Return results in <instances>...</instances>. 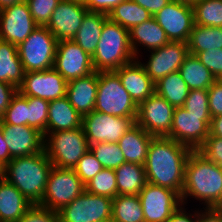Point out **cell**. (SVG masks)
<instances>
[{
	"label": "cell",
	"instance_id": "obj_16",
	"mask_svg": "<svg viewBox=\"0 0 222 222\" xmlns=\"http://www.w3.org/2000/svg\"><path fill=\"white\" fill-rule=\"evenodd\" d=\"M38 27L26 1L0 10V39L16 46Z\"/></svg>",
	"mask_w": 222,
	"mask_h": 222
},
{
	"label": "cell",
	"instance_id": "obj_12",
	"mask_svg": "<svg viewBox=\"0 0 222 222\" xmlns=\"http://www.w3.org/2000/svg\"><path fill=\"white\" fill-rule=\"evenodd\" d=\"M175 107L154 92L138 105L136 124L154 137H166L172 127Z\"/></svg>",
	"mask_w": 222,
	"mask_h": 222
},
{
	"label": "cell",
	"instance_id": "obj_27",
	"mask_svg": "<svg viewBox=\"0 0 222 222\" xmlns=\"http://www.w3.org/2000/svg\"><path fill=\"white\" fill-rule=\"evenodd\" d=\"M24 75L17 46L0 39V81L18 89L23 83Z\"/></svg>",
	"mask_w": 222,
	"mask_h": 222
},
{
	"label": "cell",
	"instance_id": "obj_11",
	"mask_svg": "<svg viewBox=\"0 0 222 222\" xmlns=\"http://www.w3.org/2000/svg\"><path fill=\"white\" fill-rule=\"evenodd\" d=\"M211 119L210 115H195L176 107L171 131L166 137L197 150L210 134Z\"/></svg>",
	"mask_w": 222,
	"mask_h": 222
},
{
	"label": "cell",
	"instance_id": "obj_9",
	"mask_svg": "<svg viewBox=\"0 0 222 222\" xmlns=\"http://www.w3.org/2000/svg\"><path fill=\"white\" fill-rule=\"evenodd\" d=\"M135 123L136 118L116 117L97 111L82 116V128L89 145L99 142L118 143Z\"/></svg>",
	"mask_w": 222,
	"mask_h": 222
},
{
	"label": "cell",
	"instance_id": "obj_32",
	"mask_svg": "<svg viewBox=\"0 0 222 222\" xmlns=\"http://www.w3.org/2000/svg\"><path fill=\"white\" fill-rule=\"evenodd\" d=\"M187 46L189 53L193 55L206 50L222 49V27L195 24L190 33Z\"/></svg>",
	"mask_w": 222,
	"mask_h": 222
},
{
	"label": "cell",
	"instance_id": "obj_58",
	"mask_svg": "<svg viewBox=\"0 0 222 222\" xmlns=\"http://www.w3.org/2000/svg\"><path fill=\"white\" fill-rule=\"evenodd\" d=\"M98 222H112V220H102V221H98Z\"/></svg>",
	"mask_w": 222,
	"mask_h": 222
},
{
	"label": "cell",
	"instance_id": "obj_47",
	"mask_svg": "<svg viewBox=\"0 0 222 222\" xmlns=\"http://www.w3.org/2000/svg\"><path fill=\"white\" fill-rule=\"evenodd\" d=\"M125 0H87L85 7L89 12H97L108 15L111 10Z\"/></svg>",
	"mask_w": 222,
	"mask_h": 222
},
{
	"label": "cell",
	"instance_id": "obj_42",
	"mask_svg": "<svg viewBox=\"0 0 222 222\" xmlns=\"http://www.w3.org/2000/svg\"><path fill=\"white\" fill-rule=\"evenodd\" d=\"M183 108L191 114L210 115L208 90H190Z\"/></svg>",
	"mask_w": 222,
	"mask_h": 222
},
{
	"label": "cell",
	"instance_id": "obj_44",
	"mask_svg": "<svg viewBox=\"0 0 222 222\" xmlns=\"http://www.w3.org/2000/svg\"><path fill=\"white\" fill-rule=\"evenodd\" d=\"M18 222H60L59 214L40 204H33Z\"/></svg>",
	"mask_w": 222,
	"mask_h": 222
},
{
	"label": "cell",
	"instance_id": "obj_38",
	"mask_svg": "<svg viewBox=\"0 0 222 222\" xmlns=\"http://www.w3.org/2000/svg\"><path fill=\"white\" fill-rule=\"evenodd\" d=\"M27 98L28 126L37 129L46 136L49 101L37 97Z\"/></svg>",
	"mask_w": 222,
	"mask_h": 222
},
{
	"label": "cell",
	"instance_id": "obj_35",
	"mask_svg": "<svg viewBox=\"0 0 222 222\" xmlns=\"http://www.w3.org/2000/svg\"><path fill=\"white\" fill-rule=\"evenodd\" d=\"M193 9L195 24L222 27V0H199Z\"/></svg>",
	"mask_w": 222,
	"mask_h": 222
},
{
	"label": "cell",
	"instance_id": "obj_3",
	"mask_svg": "<svg viewBox=\"0 0 222 222\" xmlns=\"http://www.w3.org/2000/svg\"><path fill=\"white\" fill-rule=\"evenodd\" d=\"M53 165L45 150L12 158L5 166V179L14 185L31 204H41Z\"/></svg>",
	"mask_w": 222,
	"mask_h": 222
},
{
	"label": "cell",
	"instance_id": "obj_22",
	"mask_svg": "<svg viewBox=\"0 0 222 222\" xmlns=\"http://www.w3.org/2000/svg\"><path fill=\"white\" fill-rule=\"evenodd\" d=\"M98 89V72L68 81L66 97L81 115L94 111Z\"/></svg>",
	"mask_w": 222,
	"mask_h": 222
},
{
	"label": "cell",
	"instance_id": "obj_40",
	"mask_svg": "<svg viewBox=\"0 0 222 222\" xmlns=\"http://www.w3.org/2000/svg\"><path fill=\"white\" fill-rule=\"evenodd\" d=\"M32 18L38 26H47L52 12L61 0H25Z\"/></svg>",
	"mask_w": 222,
	"mask_h": 222
},
{
	"label": "cell",
	"instance_id": "obj_28",
	"mask_svg": "<svg viewBox=\"0 0 222 222\" xmlns=\"http://www.w3.org/2000/svg\"><path fill=\"white\" fill-rule=\"evenodd\" d=\"M107 19L108 15L106 14L88 12L72 40L92 56L100 40L104 22Z\"/></svg>",
	"mask_w": 222,
	"mask_h": 222
},
{
	"label": "cell",
	"instance_id": "obj_39",
	"mask_svg": "<svg viewBox=\"0 0 222 222\" xmlns=\"http://www.w3.org/2000/svg\"><path fill=\"white\" fill-rule=\"evenodd\" d=\"M0 121L2 124L28 125L27 98L19 91L12 97Z\"/></svg>",
	"mask_w": 222,
	"mask_h": 222
},
{
	"label": "cell",
	"instance_id": "obj_24",
	"mask_svg": "<svg viewBox=\"0 0 222 222\" xmlns=\"http://www.w3.org/2000/svg\"><path fill=\"white\" fill-rule=\"evenodd\" d=\"M31 205L14 185L0 180V222H18Z\"/></svg>",
	"mask_w": 222,
	"mask_h": 222
},
{
	"label": "cell",
	"instance_id": "obj_10",
	"mask_svg": "<svg viewBox=\"0 0 222 222\" xmlns=\"http://www.w3.org/2000/svg\"><path fill=\"white\" fill-rule=\"evenodd\" d=\"M112 201L107 196H101L84 191L71 203L58 211L60 222H98L111 220Z\"/></svg>",
	"mask_w": 222,
	"mask_h": 222
},
{
	"label": "cell",
	"instance_id": "obj_26",
	"mask_svg": "<svg viewBox=\"0 0 222 222\" xmlns=\"http://www.w3.org/2000/svg\"><path fill=\"white\" fill-rule=\"evenodd\" d=\"M153 137L135 123L118 141L125 161L144 165Z\"/></svg>",
	"mask_w": 222,
	"mask_h": 222
},
{
	"label": "cell",
	"instance_id": "obj_18",
	"mask_svg": "<svg viewBox=\"0 0 222 222\" xmlns=\"http://www.w3.org/2000/svg\"><path fill=\"white\" fill-rule=\"evenodd\" d=\"M149 53L148 61L141 64L147 75L156 83L166 75L179 71L189 51L186 42L169 41L166 45Z\"/></svg>",
	"mask_w": 222,
	"mask_h": 222
},
{
	"label": "cell",
	"instance_id": "obj_45",
	"mask_svg": "<svg viewBox=\"0 0 222 222\" xmlns=\"http://www.w3.org/2000/svg\"><path fill=\"white\" fill-rule=\"evenodd\" d=\"M196 57L211 71L216 80L222 77V49L199 52Z\"/></svg>",
	"mask_w": 222,
	"mask_h": 222
},
{
	"label": "cell",
	"instance_id": "obj_21",
	"mask_svg": "<svg viewBox=\"0 0 222 222\" xmlns=\"http://www.w3.org/2000/svg\"><path fill=\"white\" fill-rule=\"evenodd\" d=\"M115 72L118 74L123 88L137 106L155 92V83L147 75L139 58L121 66Z\"/></svg>",
	"mask_w": 222,
	"mask_h": 222
},
{
	"label": "cell",
	"instance_id": "obj_59",
	"mask_svg": "<svg viewBox=\"0 0 222 222\" xmlns=\"http://www.w3.org/2000/svg\"><path fill=\"white\" fill-rule=\"evenodd\" d=\"M218 81L222 84V77Z\"/></svg>",
	"mask_w": 222,
	"mask_h": 222
},
{
	"label": "cell",
	"instance_id": "obj_54",
	"mask_svg": "<svg viewBox=\"0 0 222 222\" xmlns=\"http://www.w3.org/2000/svg\"><path fill=\"white\" fill-rule=\"evenodd\" d=\"M24 0H0V10L7 8L9 6H13L16 3L22 2Z\"/></svg>",
	"mask_w": 222,
	"mask_h": 222
},
{
	"label": "cell",
	"instance_id": "obj_14",
	"mask_svg": "<svg viewBox=\"0 0 222 222\" xmlns=\"http://www.w3.org/2000/svg\"><path fill=\"white\" fill-rule=\"evenodd\" d=\"M153 17L169 41L188 42L195 25L193 5L172 0Z\"/></svg>",
	"mask_w": 222,
	"mask_h": 222
},
{
	"label": "cell",
	"instance_id": "obj_37",
	"mask_svg": "<svg viewBox=\"0 0 222 222\" xmlns=\"http://www.w3.org/2000/svg\"><path fill=\"white\" fill-rule=\"evenodd\" d=\"M89 193L114 198L118 195L117 179L113 169H103L85 184Z\"/></svg>",
	"mask_w": 222,
	"mask_h": 222
},
{
	"label": "cell",
	"instance_id": "obj_46",
	"mask_svg": "<svg viewBox=\"0 0 222 222\" xmlns=\"http://www.w3.org/2000/svg\"><path fill=\"white\" fill-rule=\"evenodd\" d=\"M208 101L211 118L222 115V84L218 80L208 88Z\"/></svg>",
	"mask_w": 222,
	"mask_h": 222
},
{
	"label": "cell",
	"instance_id": "obj_56",
	"mask_svg": "<svg viewBox=\"0 0 222 222\" xmlns=\"http://www.w3.org/2000/svg\"><path fill=\"white\" fill-rule=\"evenodd\" d=\"M174 1H180L182 3H187V4H190V5H194L199 0H174Z\"/></svg>",
	"mask_w": 222,
	"mask_h": 222
},
{
	"label": "cell",
	"instance_id": "obj_55",
	"mask_svg": "<svg viewBox=\"0 0 222 222\" xmlns=\"http://www.w3.org/2000/svg\"><path fill=\"white\" fill-rule=\"evenodd\" d=\"M5 178V165L0 162V180Z\"/></svg>",
	"mask_w": 222,
	"mask_h": 222
},
{
	"label": "cell",
	"instance_id": "obj_5",
	"mask_svg": "<svg viewBox=\"0 0 222 222\" xmlns=\"http://www.w3.org/2000/svg\"><path fill=\"white\" fill-rule=\"evenodd\" d=\"M90 145L83 128L48 133L44 137V150L53 166L74 169Z\"/></svg>",
	"mask_w": 222,
	"mask_h": 222
},
{
	"label": "cell",
	"instance_id": "obj_30",
	"mask_svg": "<svg viewBox=\"0 0 222 222\" xmlns=\"http://www.w3.org/2000/svg\"><path fill=\"white\" fill-rule=\"evenodd\" d=\"M179 72L190 90H208L216 81L211 71L201 63L196 55L190 53L185 57Z\"/></svg>",
	"mask_w": 222,
	"mask_h": 222
},
{
	"label": "cell",
	"instance_id": "obj_43",
	"mask_svg": "<svg viewBox=\"0 0 222 222\" xmlns=\"http://www.w3.org/2000/svg\"><path fill=\"white\" fill-rule=\"evenodd\" d=\"M197 151L208 161L222 167V138L209 134Z\"/></svg>",
	"mask_w": 222,
	"mask_h": 222
},
{
	"label": "cell",
	"instance_id": "obj_15",
	"mask_svg": "<svg viewBox=\"0 0 222 222\" xmlns=\"http://www.w3.org/2000/svg\"><path fill=\"white\" fill-rule=\"evenodd\" d=\"M53 68L67 82L95 72L92 56L73 40L57 42Z\"/></svg>",
	"mask_w": 222,
	"mask_h": 222
},
{
	"label": "cell",
	"instance_id": "obj_8",
	"mask_svg": "<svg viewBox=\"0 0 222 222\" xmlns=\"http://www.w3.org/2000/svg\"><path fill=\"white\" fill-rule=\"evenodd\" d=\"M85 191V184L73 169L53 166L40 205L58 212Z\"/></svg>",
	"mask_w": 222,
	"mask_h": 222
},
{
	"label": "cell",
	"instance_id": "obj_51",
	"mask_svg": "<svg viewBox=\"0 0 222 222\" xmlns=\"http://www.w3.org/2000/svg\"><path fill=\"white\" fill-rule=\"evenodd\" d=\"M138 5L146 9L152 16L159 12L164 6L172 0H133Z\"/></svg>",
	"mask_w": 222,
	"mask_h": 222
},
{
	"label": "cell",
	"instance_id": "obj_4",
	"mask_svg": "<svg viewBox=\"0 0 222 222\" xmlns=\"http://www.w3.org/2000/svg\"><path fill=\"white\" fill-rule=\"evenodd\" d=\"M135 59L130 46L129 30L108 18L104 22L100 40L92 55L95 71H116Z\"/></svg>",
	"mask_w": 222,
	"mask_h": 222
},
{
	"label": "cell",
	"instance_id": "obj_17",
	"mask_svg": "<svg viewBox=\"0 0 222 222\" xmlns=\"http://www.w3.org/2000/svg\"><path fill=\"white\" fill-rule=\"evenodd\" d=\"M68 82L54 69L25 72L18 91L25 97L52 101L66 96Z\"/></svg>",
	"mask_w": 222,
	"mask_h": 222
},
{
	"label": "cell",
	"instance_id": "obj_48",
	"mask_svg": "<svg viewBox=\"0 0 222 222\" xmlns=\"http://www.w3.org/2000/svg\"><path fill=\"white\" fill-rule=\"evenodd\" d=\"M17 91L18 89L15 86L0 81V118L4 115Z\"/></svg>",
	"mask_w": 222,
	"mask_h": 222
},
{
	"label": "cell",
	"instance_id": "obj_19",
	"mask_svg": "<svg viewBox=\"0 0 222 222\" xmlns=\"http://www.w3.org/2000/svg\"><path fill=\"white\" fill-rule=\"evenodd\" d=\"M88 12L84 4L61 0L46 27L57 41L72 40Z\"/></svg>",
	"mask_w": 222,
	"mask_h": 222
},
{
	"label": "cell",
	"instance_id": "obj_20",
	"mask_svg": "<svg viewBox=\"0 0 222 222\" xmlns=\"http://www.w3.org/2000/svg\"><path fill=\"white\" fill-rule=\"evenodd\" d=\"M2 130L12 158L28 156L44 150V136L33 127L2 124Z\"/></svg>",
	"mask_w": 222,
	"mask_h": 222
},
{
	"label": "cell",
	"instance_id": "obj_29",
	"mask_svg": "<svg viewBox=\"0 0 222 222\" xmlns=\"http://www.w3.org/2000/svg\"><path fill=\"white\" fill-rule=\"evenodd\" d=\"M114 171L118 195H138L147 183L144 165L124 162Z\"/></svg>",
	"mask_w": 222,
	"mask_h": 222
},
{
	"label": "cell",
	"instance_id": "obj_52",
	"mask_svg": "<svg viewBox=\"0 0 222 222\" xmlns=\"http://www.w3.org/2000/svg\"><path fill=\"white\" fill-rule=\"evenodd\" d=\"M12 157L9 153V148L4 140L2 123L0 121V162L5 166L11 161Z\"/></svg>",
	"mask_w": 222,
	"mask_h": 222
},
{
	"label": "cell",
	"instance_id": "obj_34",
	"mask_svg": "<svg viewBox=\"0 0 222 222\" xmlns=\"http://www.w3.org/2000/svg\"><path fill=\"white\" fill-rule=\"evenodd\" d=\"M112 222H144L138 195H117L112 201Z\"/></svg>",
	"mask_w": 222,
	"mask_h": 222
},
{
	"label": "cell",
	"instance_id": "obj_7",
	"mask_svg": "<svg viewBox=\"0 0 222 222\" xmlns=\"http://www.w3.org/2000/svg\"><path fill=\"white\" fill-rule=\"evenodd\" d=\"M56 37L46 26H38L17 46L19 59L25 72L46 71L54 66Z\"/></svg>",
	"mask_w": 222,
	"mask_h": 222
},
{
	"label": "cell",
	"instance_id": "obj_57",
	"mask_svg": "<svg viewBox=\"0 0 222 222\" xmlns=\"http://www.w3.org/2000/svg\"><path fill=\"white\" fill-rule=\"evenodd\" d=\"M65 1H71V2H77V3H80V4H86L87 0H65Z\"/></svg>",
	"mask_w": 222,
	"mask_h": 222
},
{
	"label": "cell",
	"instance_id": "obj_50",
	"mask_svg": "<svg viewBox=\"0 0 222 222\" xmlns=\"http://www.w3.org/2000/svg\"><path fill=\"white\" fill-rule=\"evenodd\" d=\"M197 222H222V208L203 207L201 210L198 209Z\"/></svg>",
	"mask_w": 222,
	"mask_h": 222
},
{
	"label": "cell",
	"instance_id": "obj_53",
	"mask_svg": "<svg viewBox=\"0 0 222 222\" xmlns=\"http://www.w3.org/2000/svg\"><path fill=\"white\" fill-rule=\"evenodd\" d=\"M210 135L222 138V115L211 119Z\"/></svg>",
	"mask_w": 222,
	"mask_h": 222
},
{
	"label": "cell",
	"instance_id": "obj_31",
	"mask_svg": "<svg viewBox=\"0 0 222 222\" xmlns=\"http://www.w3.org/2000/svg\"><path fill=\"white\" fill-rule=\"evenodd\" d=\"M189 87L179 71L172 72L155 83V92L173 107H183Z\"/></svg>",
	"mask_w": 222,
	"mask_h": 222
},
{
	"label": "cell",
	"instance_id": "obj_25",
	"mask_svg": "<svg viewBox=\"0 0 222 222\" xmlns=\"http://www.w3.org/2000/svg\"><path fill=\"white\" fill-rule=\"evenodd\" d=\"M82 127V116L69 103L65 96L49 101L46 135L48 133Z\"/></svg>",
	"mask_w": 222,
	"mask_h": 222
},
{
	"label": "cell",
	"instance_id": "obj_41",
	"mask_svg": "<svg viewBox=\"0 0 222 222\" xmlns=\"http://www.w3.org/2000/svg\"><path fill=\"white\" fill-rule=\"evenodd\" d=\"M103 169L104 168L102 167L101 163L89 150L82 156L73 170L81 181L86 184Z\"/></svg>",
	"mask_w": 222,
	"mask_h": 222
},
{
	"label": "cell",
	"instance_id": "obj_33",
	"mask_svg": "<svg viewBox=\"0 0 222 222\" xmlns=\"http://www.w3.org/2000/svg\"><path fill=\"white\" fill-rule=\"evenodd\" d=\"M151 17L152 15L146 9L133 0L122 1L108 14V18L111 21L118 23L128 30Z\"/></svg>",
	"mask_w": 222,
	"mask_h": 222
},
{
	"label": "cell",
	"instance_id": "obj_49",
	"mask_svg": "<svg viewBox=\"0 0 222 222\" xmlns=\"http://www.w3.org/2000/svg\"><path fill=\"white\" fill-rule=\"evenodd\" d=\"M184 204H181L171 215V218L167 222H197L198 209L190 210L187 212Z\"/></svg>",
	"mask_w": 222,
	"mask_h": 222
},
{
	"label": "cell",
	"instance_id": "obj_1",
	"mask_svg": "<svg viewBox=\"0 0 222 222\" xmlns=\"http://www.w3.org/2000/svg\"><path fill=\"white\" fill-rule=\"evenodd\" d=\"M191 152L188 146L171 138L153 137L144 163L147 183L172 189L181 196L185 165Z\"/></svg>",
	"mask_w": 222,
	"mask_h": 222
},
{
	"label": "cell",
	"instance_id": "obj_23",
	"mask_svg": "<svg viewBox=\"0 0 222 222\" xmlns=\"http://www.w3.org/2000/svg\"><path fill=\"white\" fill-rule=\"evenodd\" d=\"M129 41L131 49L136 59H138V57H141L140 49L142 47L144 50L147 49L146 51H152L166 45L169 39L165 31L152 16L150 19L135 25L129 30ZM140 46L141 48H139Z\"/></svg>",
	"mask_w": 222,
	"mask_h": 222
},
{
	"label": "cell",
	"instance_id": "obj_2",
	"mask_svg": "<svg viewBox=\"0 0 222 222\" xmlns=\"http://www.w3.org/2000/svg\"><path fill=\"white\" fill-rule=\"evenodd\" d=\"M202 202L204 208H222V167L192 150L186 165L181 202L190 198Z\"/></svg>",
	"mask_w": 222,
	"mask_h": 222
},
{
	"label": "cell",
	"instance_id": "obj_6",
	"mask_svg": "<svg viewBox=\"0 0 222 222\" xmlns=\"http://www.w3.org/2000/svg\"><path fill=\"white\" fill-rule=\"evenodd\" d=\"M138 106L123 88L115 71L98 72V89L94 111L116 117H137Z\"/></svg>",
	"mask_w": 222,
	"mask_h": 222
},
{
	"label": "cell",
	"instance_id": "obj_13",
	"mask_svg": "<svg viewBox=\"0 0 222 222\" xmlns=\"http://www.w3.org/2000/svg\"><path fill=\"white\" fill-rule=\"evenodd\" d=\"M138 196L144 222H167L182 204L181 196L176 191L152 183H146Z\"/></svg>",
	"mask_w": 222,
	"mask_h": 222
},
{
	"label": "cell",
	"instance_id": "obj_36",
	"mask_svg": "<svg viewBox=\"0 0 222 222\" xmlns=\"http://www.w3.org/2000/svg\"><path fill=\"white\" fill-rule=\"evenodd\" d=\"M89 150L105 169L115 170L126 162L118 143L99 142L90 145Z\"/></svg>",
	"mask_w": 222,
	"mask_h": 222
}]
</instances>
